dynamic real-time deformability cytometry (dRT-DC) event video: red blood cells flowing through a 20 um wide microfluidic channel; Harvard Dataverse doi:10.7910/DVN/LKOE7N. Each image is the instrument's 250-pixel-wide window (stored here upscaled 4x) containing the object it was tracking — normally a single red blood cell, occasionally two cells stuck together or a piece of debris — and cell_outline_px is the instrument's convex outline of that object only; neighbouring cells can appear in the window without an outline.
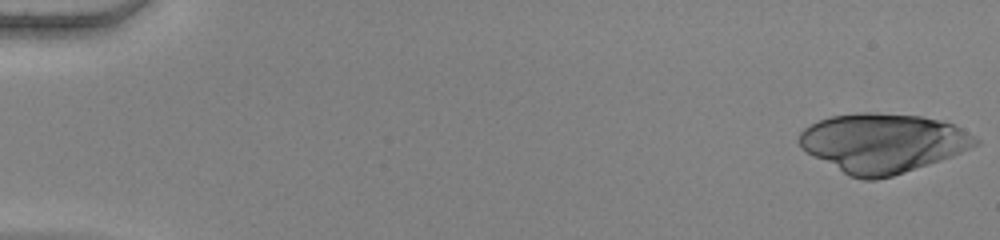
{"species": "human", "species_latin": "Homo sapiens", "temperature_condition": "warm", "stored_images_in_passage": 47, "camera_frame_rate_fps": 3000, "um_per_image_px": 0.085, "donor": {"sex": "female"}, "frame": {"image": 1, "passage_image": 1, "time_ms": 0.0, "image_size_px": [1000, 240], "cell_outline_px": [[980, 144], [952, 156], [892, 176], [876, 180], [864, 180], [848, 176], [800, 148], [796, 140], [800, 132], [804, 128], [820, 120], [832, 116], [860, 112], [876, 112], [920, 116], [940, 120], [952, 124], [960, 128], [980, 140]], "centroid_in_image_um": [75.0, 12.15], "position_along_channel_um": 10.0, "area_um2": 60.63}}
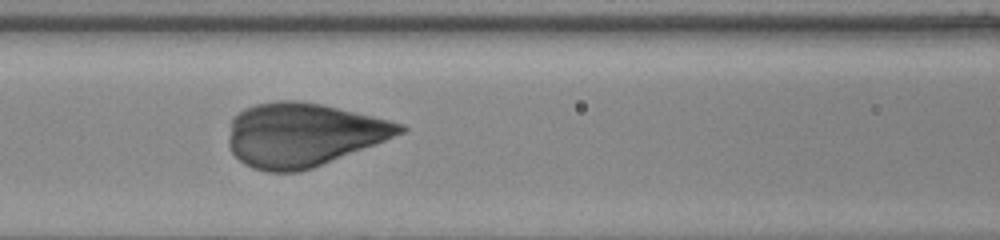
{"frame": {"image": 2, "passage_image": 27, "time_ms": 8.667, "image_size_px": [1000, 240], "cell_outline_px": [[408, 128], [404, 132], [384, 140], [312, 168], [300, 172], [268, 172], [252, 168], [244, 164], [232, 152], [228, 144], [228, 140], [232, 116], [244, 108], [256, 104], [276, 100], [296, 100], [320, 104], [372, 116], [404, 124]], "centroid_in_image_um": [25.7, 11.44], "position_along_channel_um": 140.9, "area_um2": 63.06}}